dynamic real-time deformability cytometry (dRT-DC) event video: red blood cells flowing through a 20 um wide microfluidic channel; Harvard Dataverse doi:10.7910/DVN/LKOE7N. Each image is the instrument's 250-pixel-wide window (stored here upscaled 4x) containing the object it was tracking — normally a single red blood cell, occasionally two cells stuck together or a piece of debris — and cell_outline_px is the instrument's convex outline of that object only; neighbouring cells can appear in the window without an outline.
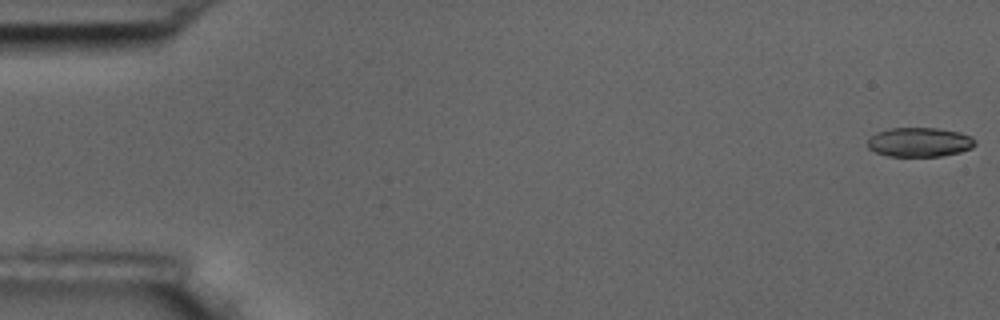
{"species": "common noctule bat (a hibernating species)", "species_latin": "Nyctalus noctula", "temperature_condition": "room temperature", "stored_images_in_passage": 6, "camera_frame_rate_fps": 3000, "um_per_image_px": 0.085, "animal": {"sex": "male", "body_mass_g": 17.5, "forearm_length_mm": 52.3}, "frame": {"image": 1, "passage_image": 1, "time_ms": 0.0, "image_size_px": [1000, 320], "cell_outline_px": [[976, 144], [972, 148], [960, 152], [940, 156], [888, 156], [876, 152], [868, 148], [868, 136], [876, 132], [888, 128], [940, 128], [960, 132], [972, 136], [976, 140]], "centroid_in_image_um": [78.16, 12.07], "position_along_channel_um": 6.8, "area_um2": 18.61}}
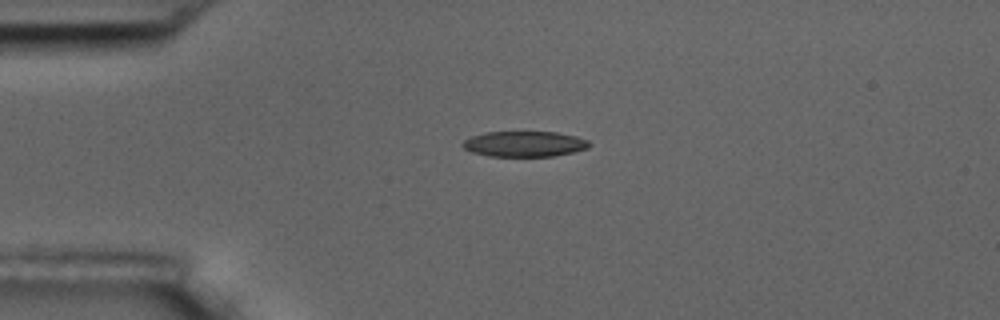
{"frame": {"image": 2, "passage_image": 4, "time_ms": 4.333, "image_size_px": [1000, 320], "cell_outline_px": [[592, 144], [588, 148], [572, 152], [552, 156], [488, 156], [472, 152], [464, 148], [460, 144], [464, 140], [472, 136], [484, 132], [556, 132], [576, 136], [588, 140]], "centroid_in_image_um": [44.57, 12.23], "position_along_channel_um": 40.4, "area_um2": 18.84}}